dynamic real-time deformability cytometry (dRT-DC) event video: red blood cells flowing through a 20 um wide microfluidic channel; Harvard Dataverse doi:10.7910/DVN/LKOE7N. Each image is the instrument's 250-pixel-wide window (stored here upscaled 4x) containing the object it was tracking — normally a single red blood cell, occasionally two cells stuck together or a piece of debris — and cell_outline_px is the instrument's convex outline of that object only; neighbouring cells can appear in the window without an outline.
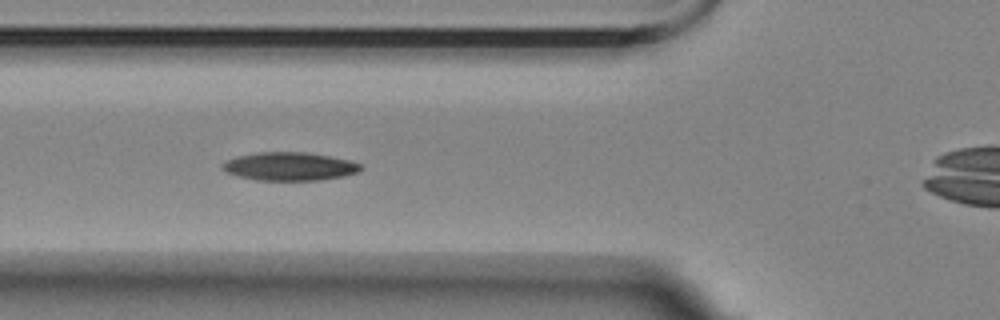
{"species": "Egyptian fruit bat (a non-hibernating species)", "species_latin": "Rousettus aegyptiacus", "temperature_condition": "room temperature", "stored_images_in_passage": 9, "camera_frame_rate_fps": 3000, "um_per_image_px": 0.085, "animal": {"sex": "female"}, "frame": {"image": 1, "passage_image": 4, "time_ms": 4.333, "image_size_px": [1000, 320], "cell_outline_px": [[364, 168], [356, 172], [344, 176], [320, 180], [256, 180], [224, 172], [220, 168], [220, 164], [236, 156], [260, 152], [304, 152], [328, 156], [348, 160], [364, 164]], "centroid_in_image_um": [24.6, 14.14], "position_along_channel_um": 101.2, "area_um2": 22.83}}
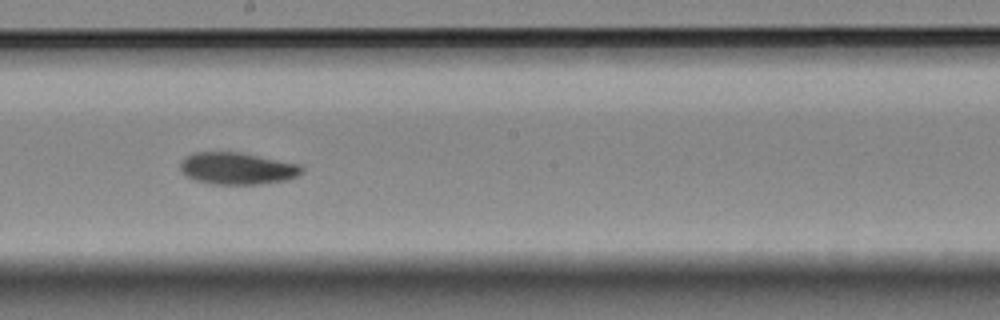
{"frame": {"image": 2, "passage_image": 7, "time_ms": 8.0, "image_size_px": [1000, 320], "cell_outline_px": [[304, 172], [288, 180], [260, 184], [212, 184], [196, 180], [188, 176], [180, 168], [180, 164], [184, 156], [192, 152], [240, 152], [300, 164], [304, 168]], "centroid_in_image_um": [20.19, 14.31], "position_along_channel_um": 228.0, "area_um2": 22.72}}
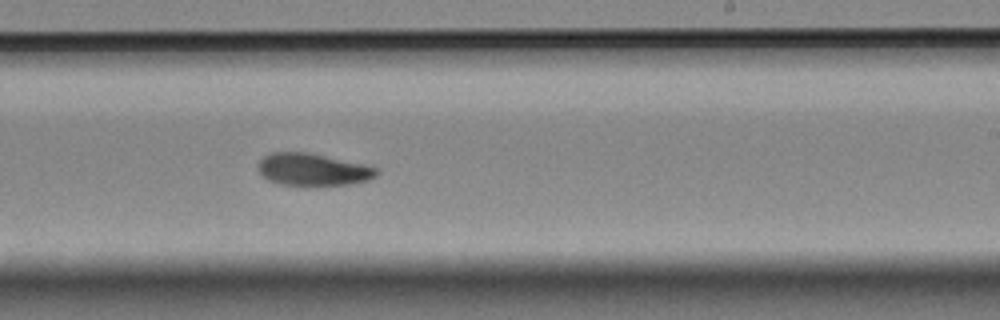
{"frame": {"image": 3, "passage_image": 8, "time_ms": 9.0, "image_size_px": [1000, 320], "cell_outline_px": [[380, 172], [376, 176], [368, 180], [352, 184], [304, 188], [280, 184], [268, 180], [256, 168], [256, 164], [264, 156], [272, 152], [308, 152], [360, 164], [376, 168]], "centroid_in_image_um": [26.54, 14.46], "position_along_channel_um": 262.5, "area_um2": 22.83}}